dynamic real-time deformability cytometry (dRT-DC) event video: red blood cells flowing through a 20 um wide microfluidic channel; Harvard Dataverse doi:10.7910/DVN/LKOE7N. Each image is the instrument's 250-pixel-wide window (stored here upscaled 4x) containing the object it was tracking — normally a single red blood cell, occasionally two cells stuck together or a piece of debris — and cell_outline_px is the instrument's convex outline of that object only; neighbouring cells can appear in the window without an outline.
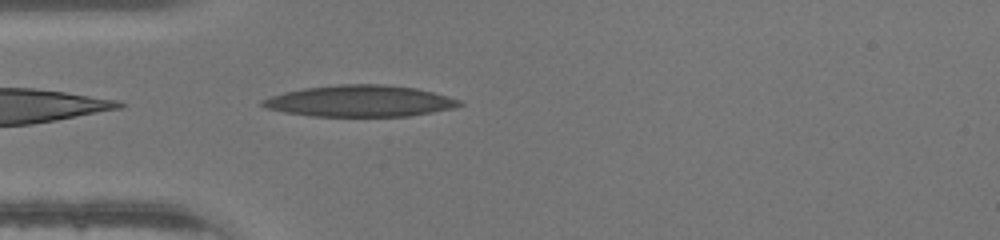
{"species": "human", "species_latin": "Homo sapiens", "temperature_condition": "warm", "stored_images_in_passage": 34, "camera_frame_rate_fps": 3000, "um_per_image_px": 0.085, "donor": {"sex": "male"}, "frame": {"image": 1, "passage_image": 1, "time_ms": 0.0, "image_size_px": [1000, 240], "cell_outline_px": [[464, 104], [452, 108], [432, 112], [408, 116], [312, 116], [284, 112], [268, 108], [260, 104], [260, 100], [284, 92], [304, 88], [340, 84], [384, 84], [416, 88], [448, 96], [460, 100]], "centroid_in_image_um": [30.59, 8.58], "position_along_channel_um": 54.4, "area_um2": 35.89}}
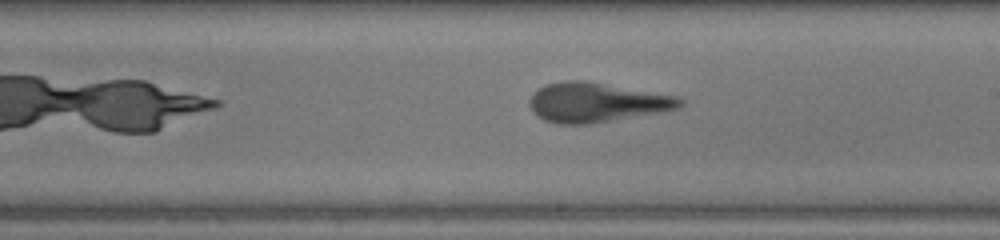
{"frame": {"image": 2, "passage_image": 14, "time_ms": 4.333, "image_size_px": [1000, 240], "cell_outline_px": [[684, 104], [680, 108], [660, 112], [592, 124], [556, 124], [544, 120], [536, 116], [532, 112], [528, 104], [528, 100], [532, 92], [544, 84], [564, 80], [588, 80], [676, 96], [684, 100]], "centroid_in_image_um": [50.65, 8.7], "position_along_channel_um": 238.4, "area_um2": 35.26}}
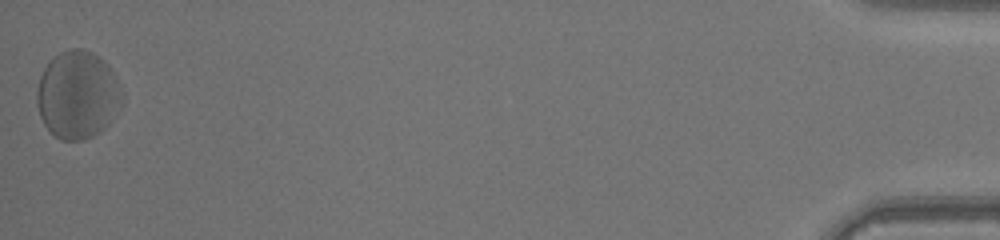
{"frame": {"image": 3, "passage_image": 34, "time_ms": 11.0, "image_size_px": [1000, 240], "cell_outline_px": [[124, 92], [120, 104], [108, 124], [100, 132], [84, 140], [60, 140], [44, 124], [40, 116], [36, 100], [36, 92], [40, 76], [44, 68], [60, 52], [72, 48], [80, 48], [92, 52], [112, 72]], "centroid_in_image_um": [6.57, 8.08], "position_along_channel_um": 428.6, "area_um2": 43.0}}